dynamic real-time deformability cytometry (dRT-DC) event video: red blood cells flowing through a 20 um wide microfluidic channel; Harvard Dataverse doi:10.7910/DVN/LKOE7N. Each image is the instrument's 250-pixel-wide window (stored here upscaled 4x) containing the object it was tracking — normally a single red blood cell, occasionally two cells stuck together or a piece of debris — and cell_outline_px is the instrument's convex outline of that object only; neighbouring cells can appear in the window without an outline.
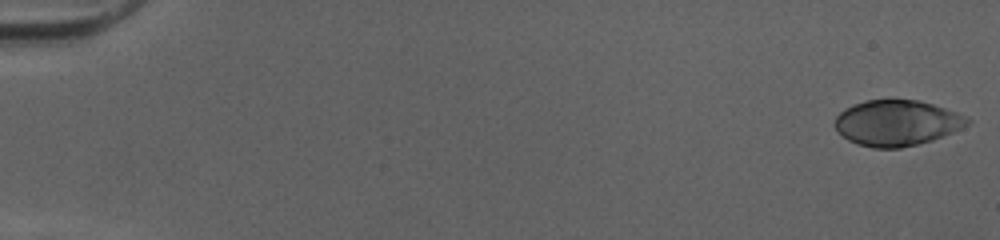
{"species": "human", "species_latin": "Homo sapiens", "temperature_condition": "cold", "stored_images_in_passage": 51, "camera_frame_rate_fps": 3000, "um_per_image_px": 0.085, "donor": {"sex": "female"}, "frame": {"image": 1, "passage_image": 1, "time_ms": 0.0, "image_size_px": [1000, 240], "cell_outline_px": [[972, 120], [968, 124], [952, 132], [932, 140], [900, 148], [872, 148], [856, 144], [848, 140], [836, 128], [836, 116], [844, 108], [864, 100], [916, 100], [932, 104], [968, 116]], "centroid_in_image_um": [76.23, 10.45], "position_along_channel_um": 8.8, "area_um2": 35.03}}
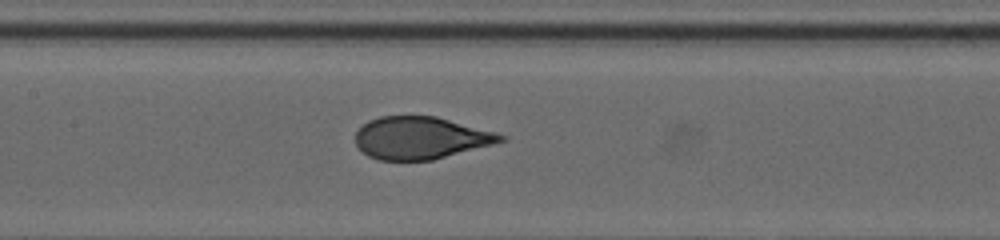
{"frame": {"image": 2, "passage_image": 26, "time_ms": 8.333, "image_size_px": [1000, 240], "cell_outline_px": [[508, 140], [432, 160], [380, 160], [368, 156], [356, 144], [356, 132], [368, 120], [380, 116], [436, 116], [496, 132], [508, 136]], "centroid_in_image_um": [35.78, 11.72], "position_along_channel_um": 171.6, "area_um2": 35.72}}
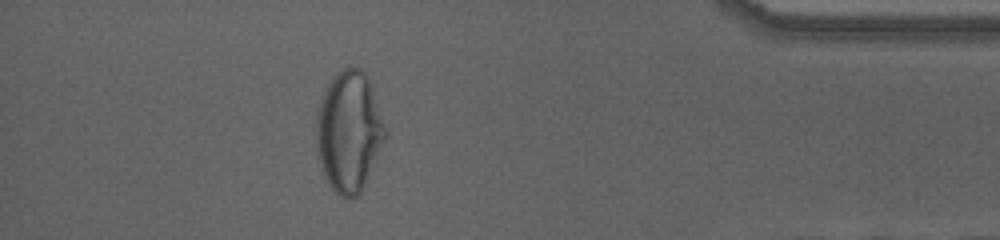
{"frame": {"image": 3, "passage_image": 46, "time_ms": 15.0, "image_size_px": [1000, 240], "cell_outline_px": [[388, 136], [360, 192], [356, 196], [340, 196], [328, 184], [320, 160], [316, 140], [316, 108], [332, 76], [344, 68], [360, 68], [368, 76], [388, 132]], "centroid_in_image_um": [29.68, 11.13], "position_along_channel_um": 405.5, "area_um2": 48.26}, "authors_computed_cell_mechanics": {"area_um2": 37.1654, "velocity_mm_per_s": 4.0552, "shape_relaxation_time_tau1_ms": 5.2938, "shape_relaxation_time_tau2_ms": null, "deformation_change_tau1": 0.2158, "deformation_change_tau2": null}}